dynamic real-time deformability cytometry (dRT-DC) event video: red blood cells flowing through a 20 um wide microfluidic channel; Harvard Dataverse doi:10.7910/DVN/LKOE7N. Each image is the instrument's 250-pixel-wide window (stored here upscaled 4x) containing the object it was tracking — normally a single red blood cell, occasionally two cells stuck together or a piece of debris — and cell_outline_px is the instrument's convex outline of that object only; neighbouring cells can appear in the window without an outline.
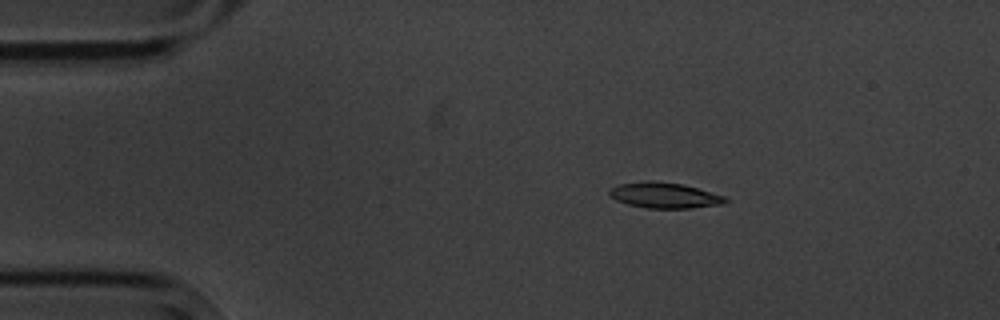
{"species": "common noctule bat (a hibernating species)", "species_latin": "Nyctalus noctula", "temperature_condition": "cold", "stored_images_in_passage": 5, "camera_frame_rate_fps": 3000, "um_per_image_px": 0.085, "animal": {"sex": "male", "body_mass_g": 20.1, "forearm_length_mm": 53.5}, "frame": {"image": 1, "passage_image": 2, "time_ms": 1.333, "image_size_px": [1000, 320], "cell_outline_px": [[728, 200], [724, 204], [692, 208], [648, 208], [628, 204], [616, 200], [608, 196], [608, 188], [620, 184], [648, 180], [684, 184], [724, 196]], "centroid_in_image_um": [56.45, 16.6], "position_along_channel_um": 28.6, "area_um2": 17.4}}
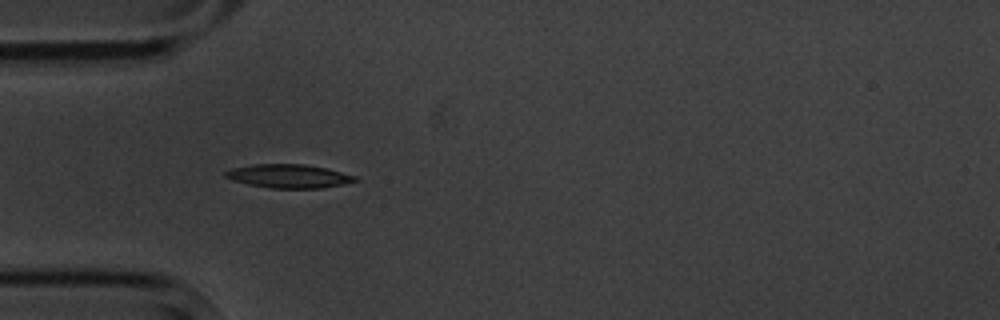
{"frame": {"image": 2, "passage_image": 4, "time_ms": 3.667, "image_size_px": [1000, 320], "cell_outline_px": [[360, 180], [344, 184], [320, 188], [272, 188], [248, 184], [232, 180], [224, 176], [224, 172], [232, 168], [252, 164], [304, 164], [324, 168], [356, 176]], "centroid_in_image_um": [24.53, 14.97], "position_along_channel_um": 60.5, "area_um2": 17.74}}
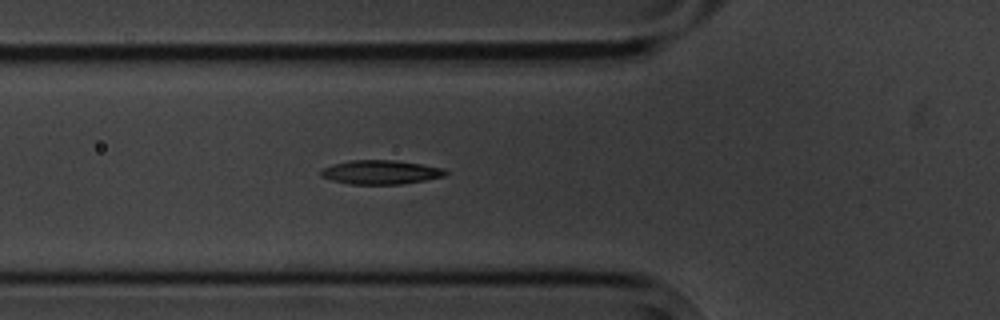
{"frame": {"image": 3, "passage_image": 5, "time_ms": 4.667, "image_size_px": [1000, 320], "cell_outline_px": [[448, 172], [444, 176], [424, 180], [400, 184], [348, 184], [332, 180], [320, 176], [320, 172], [324, 168], [332, 164], [348, 160], [392, 160], [420, 164], [444, 168]], "centroid_in_image_um": [32.33, 14.63], "position_along_channel_um": 93.5, "area_um2": 17.34}}